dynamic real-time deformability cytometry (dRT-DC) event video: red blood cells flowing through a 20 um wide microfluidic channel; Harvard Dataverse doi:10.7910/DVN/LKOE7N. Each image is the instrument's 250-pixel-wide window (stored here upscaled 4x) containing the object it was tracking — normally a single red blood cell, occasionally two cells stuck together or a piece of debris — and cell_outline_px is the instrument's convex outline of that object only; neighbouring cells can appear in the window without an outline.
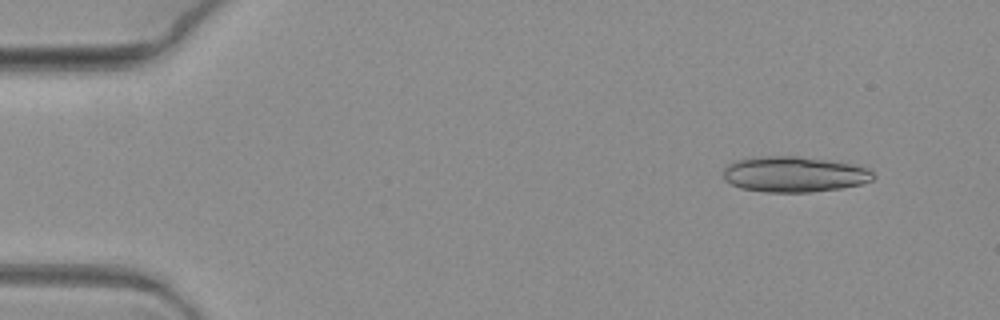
{"species": "common noctule bat (a hibernating species)", "species_latin": "Nyctalus noctula", "temperature_condition": "warm", "stored_images_in_passage": 6, "camera_frame_rate_fps": 3000, "um_per_image_px": 0.085, "animal": {"sex": "female", "body_mass_g": 19.3, "forearm_length_mm": 54.1}, "frame": {"image": 1, "passage_image": 2, "time_ms": 0.333, "image_size_px": [1000, 320], "cell_outline_px": [[876, 176], [872, 180], [860, 184], [840, 188], [812, 192], [764, 192], [740, 188], [724, 180], [724, 168], [728, 164], [736, 160], [764, 156], [796, 156], [852, 164], [868, 168]], "centroid_in_image_um": [67.49, 14.82], "position_along_channel_um": 17.5, "area_um2": 30.98}}